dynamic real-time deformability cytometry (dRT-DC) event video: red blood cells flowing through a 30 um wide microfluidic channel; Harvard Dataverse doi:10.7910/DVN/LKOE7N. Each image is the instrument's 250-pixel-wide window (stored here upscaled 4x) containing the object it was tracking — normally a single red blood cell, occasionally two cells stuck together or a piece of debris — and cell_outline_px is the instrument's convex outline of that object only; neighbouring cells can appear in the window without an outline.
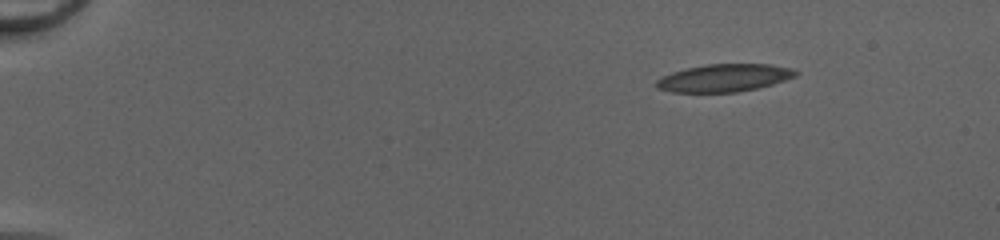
{"species": "common noctule bat (a hibernating species)", "species_latin": "Nyctalus noctula", "temperature_condition": "cold", "stored_images_in_passage": 45, "camera_frame_rate_fps": 3000, "um_per_image_px": 0.085, "animal": {"sex": "female", "body_mass_g": 20.0, "forearm_length_mm": 54.0}, "frame": {"image": 1, "passage_image": 1, "time_ms": 0.0, "image_size_px": [1000, 240], "cell_outline_px": [[796, 72], [792, 76], [756, 88], [736, 92], [672, 92], [660, 88], [656, 84], [656, 80], [664, 76], [688, 68], [708, 64], [768, 64], [788, 68]], "centroid_in_image_um": [61.48, 6.62], "position_along_channel_um": 23.5, "area_um2": 21.44}}
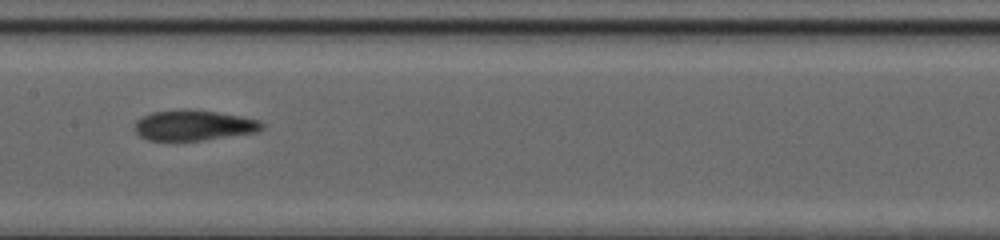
{"frame": {"image": 2, "passage_image": 22, "time_ms": 7.0, "image_size_px": [1000, 240], "cell_outline_px": [[264, 128], [256, 132], [200, 140], [148, 140], [140, 136], [136, 132], [136, 120], [152, 112], [216, 112], [260, 120], [264, 124]], "centroid_in_image_um": [16.5, 10.69], "position_along_channel_um": 190.9, "area_um2": 21.39}}
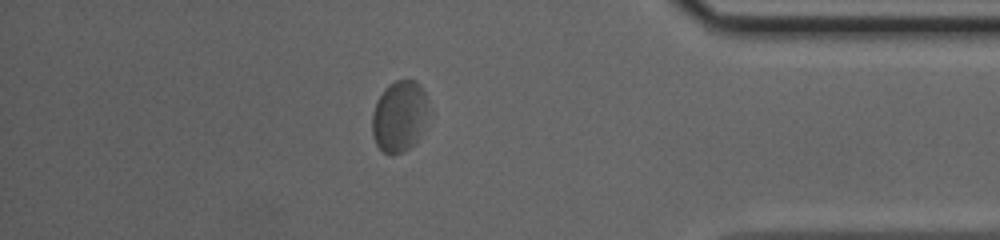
{"frame": {"image": 3, "passage_image": 39, "time_ms": 12.667, "image_size_px": [1000, 240], "cell_outline_px": [[424, 112], [416, 140], [408, 148], [392, 156], [384, 152], [376, 144], [372, 136], [372, 116], [376, 100], [384, 88], [388, 84], [396, 80], [416, 80], [424, 92]], "centroid_in_image_um": [33.83, 9.86], "position_along_channel_um": 401.4, "area_um2": 22.37}, "authors_computed_cell_mechanics": {"area_um2": 22.3686, "velocity_mm_per_s": 4.1217, "shape_relaxation_time_tau1_ms": 7.7936, "shape_relaxation_time_tau2_ms": 1.2836, "deformation_change_tau1": 0.1735, "deformation_change_tau2": 0.0644}}